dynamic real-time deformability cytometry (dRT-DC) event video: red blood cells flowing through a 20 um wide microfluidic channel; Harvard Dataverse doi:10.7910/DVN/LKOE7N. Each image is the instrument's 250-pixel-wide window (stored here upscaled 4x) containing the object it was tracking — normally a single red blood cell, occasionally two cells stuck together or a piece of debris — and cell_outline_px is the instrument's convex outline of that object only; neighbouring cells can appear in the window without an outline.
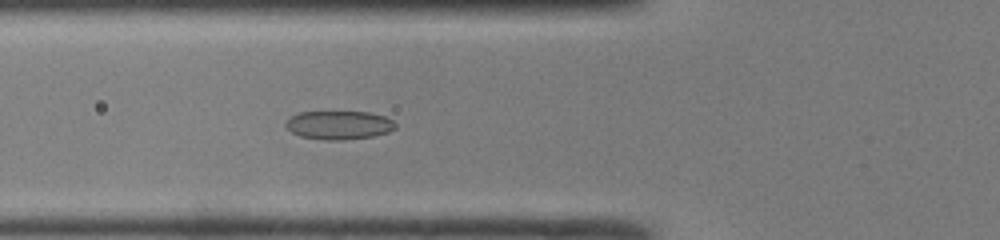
{"species": "common noctule bat (a hibernating species)", "species_latin": "Nyctalus noctula", "temperature_condition": "room temperature", "stored_images_in_passage": 48, "camera_frame_rate_fps": 3000, "um_per_image_px": 0.085, "animal": {"sex": "male", "body_mass_g": 19.0, "forearm_length_mm": 50.8}, "frame": {"image": 1, "passage_image": 18, "time_ms": 5.667, "image_size_px": [1000, 240], "cell_outline_px": [[396, 128], [388, 132], [372, 136], [344, 140], [328, 140], [300, 136], [292, 132], [284, 124], [292, 116], [300, 112], [368, 112], [384, 116], [392, 120], [396, 124]], "centroid_in_image_um": [28.83, 10.63], "position_along_channel_um": 97.0, "area_um2": 18.09}}
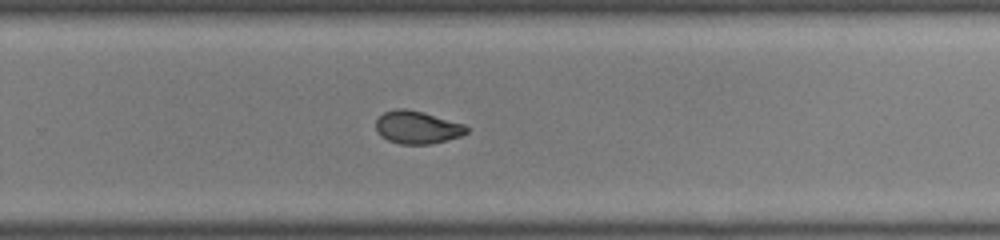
{"frame": {"image": 2, "passage_image": 32, "time_ms": 10.333, "image_size_px": [1000, 240], "cell_outline_px": [[468, 132], [460, 136], [432, 144], [400, 144], [388, 140], [380, 136], [376, 128], [376, 120], [384, 112], [396, 108], [404, 108], [424, 112], [464, 124], [468, 128]], "centroid_in_image_um": [35.45, 10.82], "position_along_channel_um": 294.3, "area_um2": 17.34}}
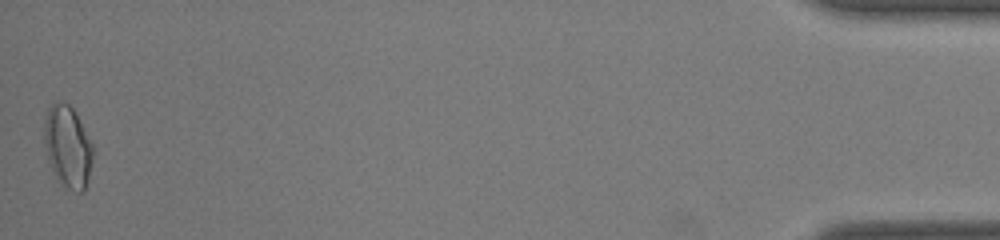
{"frame": {"image": 3, "passage_image": 48, "time_ms": 15.667, "image_size_px": [1000, 240], "cell_outline_px": [[92, 160], [88, 180], [84, 192], [76, 192], [68, 188], [56, 176], [48, 160], [44, 140], [44, 120], [48, 108], [52, 104], [60, 100], [68, 104], [72, 108], [92, 144]], "centroid_in_image_um": [5.74, 12.45], "position_along_channel_um": 429.5, "area_um2": 22.77}, "authors_computed_cell_mechanics": {"area_um2": 18.5827, "velocity_mm_per_s": 4.2368, "shape_relaxation_time_tau1_ms": null, "shape_relaxation_time_tau2_ms": 1.0996, "deformation_change_tau1": null, "deformation_change_tau2": 0.0592}}